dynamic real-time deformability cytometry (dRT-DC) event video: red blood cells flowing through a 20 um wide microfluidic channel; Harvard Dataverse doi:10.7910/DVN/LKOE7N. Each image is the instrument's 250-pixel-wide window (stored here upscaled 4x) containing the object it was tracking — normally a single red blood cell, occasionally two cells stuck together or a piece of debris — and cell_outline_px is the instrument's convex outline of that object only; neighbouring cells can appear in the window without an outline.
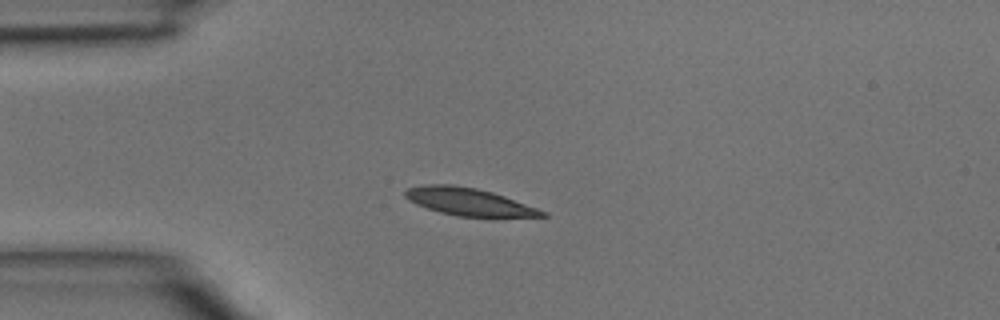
{"species": "common noctule bat (a hibernating species)", "species_latin": "Nyctalus noctula", "temperature_condition": "room temperature", "stored_images_in_passage": 3, "camera_frame_rate_fps": 3000, "um_per_image_px": 0.085, "animal": {"sex": "male", "body_mass_g": 15.6}, "frame": {"image": 1, "passage_image": 3, "time_ms": 0.667, "image_size_px": [1000, 320], "cell_outline_px": [[548, 216], [492, 220], [456, 216], [440, 212], [416, 204], [408, 200], [404, 196], [404, 192], [408, 188], [424, 184], [452, 184], [476, 188], [492, 192], [504, 196], [548, 212]], "centroid_in_image_um": [39.95, 17.21], "position_along_channel_um": 45.0, "area_um2": 23.0}}